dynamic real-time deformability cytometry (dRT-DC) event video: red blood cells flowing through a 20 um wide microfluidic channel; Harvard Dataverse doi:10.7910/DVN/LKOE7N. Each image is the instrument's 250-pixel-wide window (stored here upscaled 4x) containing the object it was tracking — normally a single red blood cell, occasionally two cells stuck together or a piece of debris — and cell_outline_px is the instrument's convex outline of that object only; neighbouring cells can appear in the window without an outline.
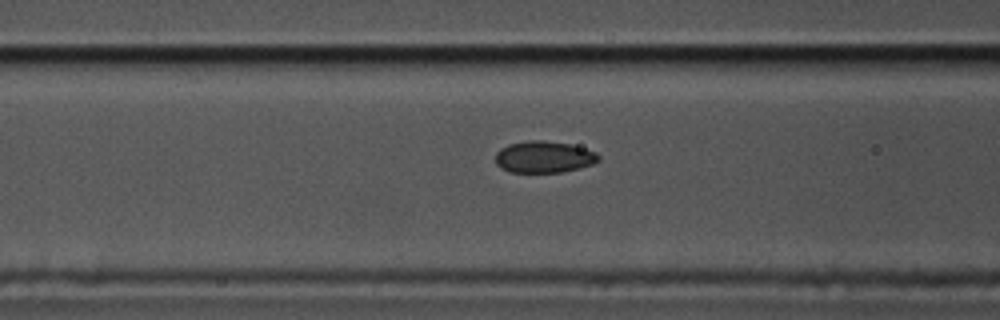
{"species": "common noctule bat (a hibernating species)", "species_latin": "Nyctalus noctula", "temperature_condition": "cold", "stored_images_in_passage": 43, "camera_frame_rate_fps": 3000, "um_per_image_px": 0.085, "animal": {"sex": "male", "body_mass_g": 17.5, "forearm_length_mm": 52.3}, "frame": {"image": 1, "passage_image": 14, "time_ms": 4.333, "image_size_px": [1000, 320], "cell_outline_px": [[600, 160], [592, 164], [580, 168], [560, 172], [512, 172], [500, 168], [496, 164], [496, 152], [500, 148], [508, 144], [524, 140], [544, 140], [568, 144], [584, 148], [596, 152], [600, 156]], "centroid_in_image_um": [46.21, 13.33], "position_along_channel_um": 120.4, "area_um2": 19.13}}
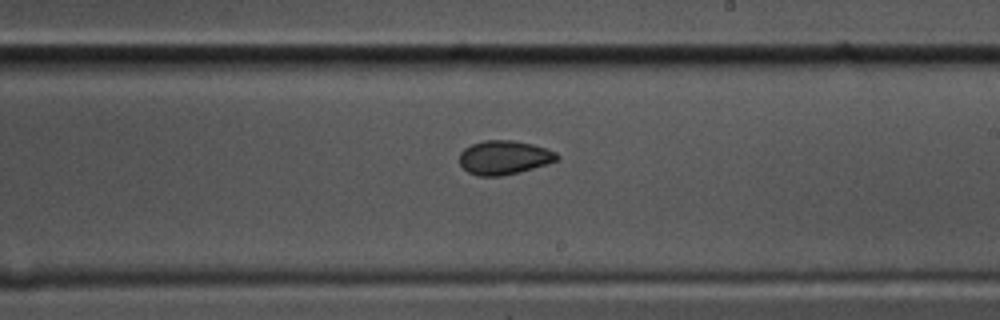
{"frame": {"image": 2, "passage_image": 25, "time_ms": 8.0, "image_size_px": [1000, 320], "cell_outline_px": [[560, 156], [556, 160], [548, 164], [520, 172], [500, 176], [476, 176], [468, 172], [460, 164], [460, 152], [464, 148], [472, 144], [484, 140], [512, 140], [532, 144], [556, 152]], "centroid_in_image_um": [42.84, 13.39], "position_along_channel_um": 246.2, "area_um2": 19.31}}
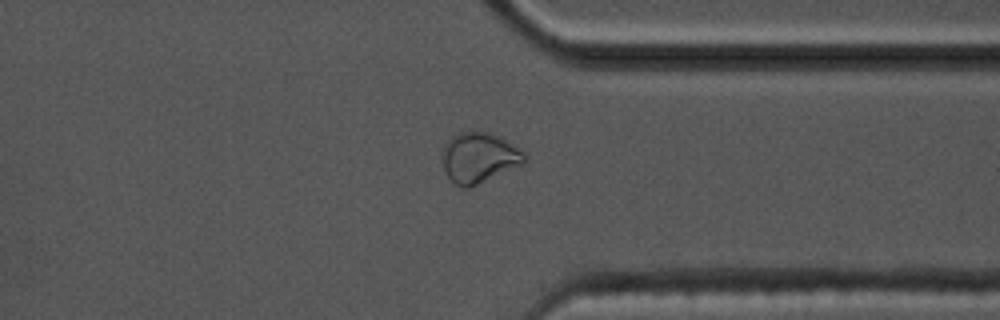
{"frame": {"image": 3, "passage_image": 36, "time_ms": 11.667, "image_size_px": [1000, 320], "cell_outline_px": [[528, 156], [524, 164], [468, 188], [464, 188], [456, 184], [448, 176], [444, 168], [440, 152], [444, 144], [452, 136], [460, 132], [488, 132], [504, 140], [524, 152]], "centroid_in_image_um": [40.7, 13.4], "position_along_channel_um": 370.7, "area_um2": 23.93}, "authors_computed_cell_mechanics": {"area_um2": 19.3052, "velocity_mm_per_s": 3.4335, "shape_relaxation_time_tau1_ms": 3.1773, "shape_relaxation_time_tau2_ms": 2.7527, "deformation_change_tau1": 0.0807, "deformation_change_tau2": 0.0511}}